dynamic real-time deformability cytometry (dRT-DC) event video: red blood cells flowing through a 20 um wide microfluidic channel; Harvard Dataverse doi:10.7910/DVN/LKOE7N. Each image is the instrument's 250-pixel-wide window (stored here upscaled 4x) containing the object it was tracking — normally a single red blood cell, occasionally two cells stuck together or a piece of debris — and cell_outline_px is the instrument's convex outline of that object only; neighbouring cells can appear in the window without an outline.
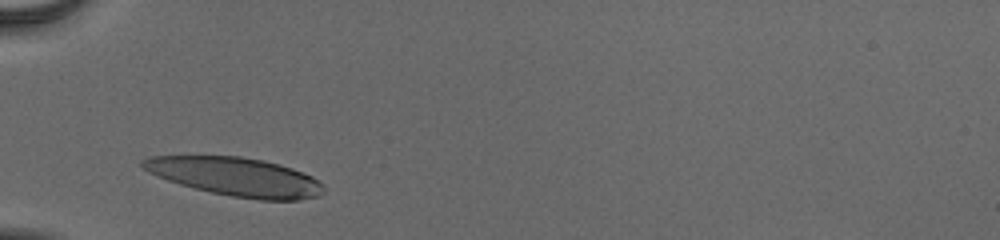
{"species": "human", "species_latin": "Homo sapiens", "temperature_condition": "cold", "stored_images_in_passage": 27, "camera_frame_rate_fps": 3000, "um_per_image_px": 0.085, "donor": {"sex": "male"}, "frame": {"image": 1, "passage_image": 1, "time_ms": 0.0, "image_size_px": [1000, 240], "cell_outline_px": [[324, 192], [320, 196], [296, 200], [260, 200], [232, 196], [212, 192], [180, 184], [168, 180], [148, 172], [140, 164], [140, 160], [148, 156], [240, 156], [264, 160], [292, 168], [312, 176], [324, 184]], "centroid_in_image_um": [20.06, 15.02], "position_along_channel_um": 64.9, "area_um2": 40.58}}
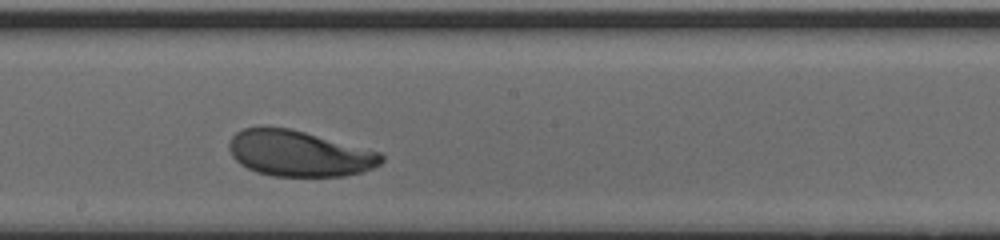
{"frame": {"image": 2, "passage_image": 14, "time_ms": 4.333, "image_size_px": [1000, 240], "cell_outline_px": [[384, 160], [380, 164], [372, 168], [360, 172], [344, 176], [272, 176], [256, 172], [240, 164], [232, 156], [228, 148], [228, 144], [232, 136], [236, 132], [244, 128], [264, 124], [288, 128], [304, 132], [380, 152], [384, 156]], "centroid_in_image_um": [25.36, 13.03], "position_along_channel_um": 222.8, "area_um2": 40.92}}
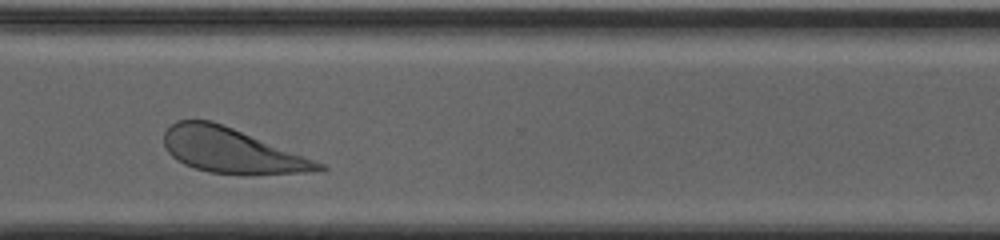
{"frame": {"image": 3, "passage_image": 24, "time_ms": 7.667, "image_size_px": [1000, 240], "cell_outline_px": [[328, 168], [316, 172], [244, 176], [208, 172], [184, 164], [176, 160], [168, 152], [164, 144], [164, 132], [176, 120], [212, 120], [324, 164]], "centroid_in_image_um": [19.68, 12.83], "position_along_channel_um": 350.9, "area_um2": 40.46}, "authors_computed_cell_mechanics": {"area_um2": 40.8646, "velocity_mm_per_s": 3.8181, "shape_relaxation_time_tau1_ms": 1.9659, "shape_relaxation_time_tau2_ms": null, "deformation_change_tau1": 0.1466, "deformation_change_tau2": null}}